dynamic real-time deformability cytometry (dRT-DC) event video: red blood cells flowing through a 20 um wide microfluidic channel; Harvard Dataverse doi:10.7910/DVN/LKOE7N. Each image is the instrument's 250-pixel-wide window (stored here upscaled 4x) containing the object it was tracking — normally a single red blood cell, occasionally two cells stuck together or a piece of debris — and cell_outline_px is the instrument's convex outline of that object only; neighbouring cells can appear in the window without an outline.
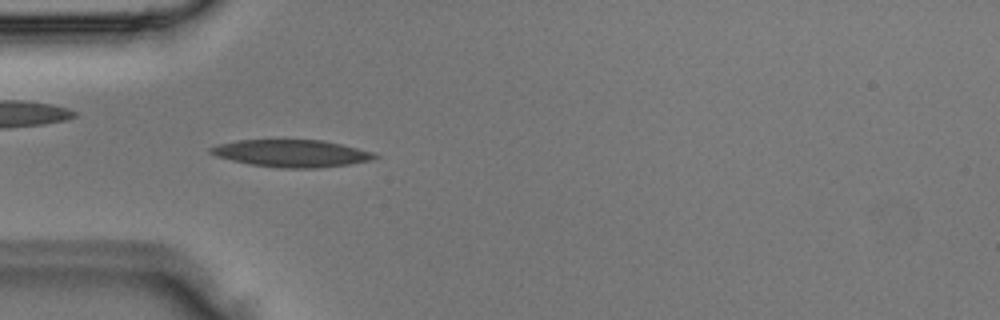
{"species": "Egyptian fruit bat (a non-hibernating species)", "species_latin": "Rousettus aegyptiacus", "temperature_condition": "room temperature", "stored_images_in_passage": 3, "camera_frame_rate_fps": 3000, "um_per_image_px": 0.085, "animal": {"sex": "male"}, "frame": {"image": 1, "passage_image": 2, "time_ms": 0.333, "image_size_px": [1000, 320], "cell_outline_px": [[380, 156], [372, 160], [348, 164], [316, 168], [280, 168], [248, 164], [216, 156], [208, 152], [208, 148], [220, 144], [236, 140], [324, 140], [372, 152]], "centroid_in_image_um": [24.75, 13.04], "position_along_channel_um": 60.2, "area_um2": 25.95}}
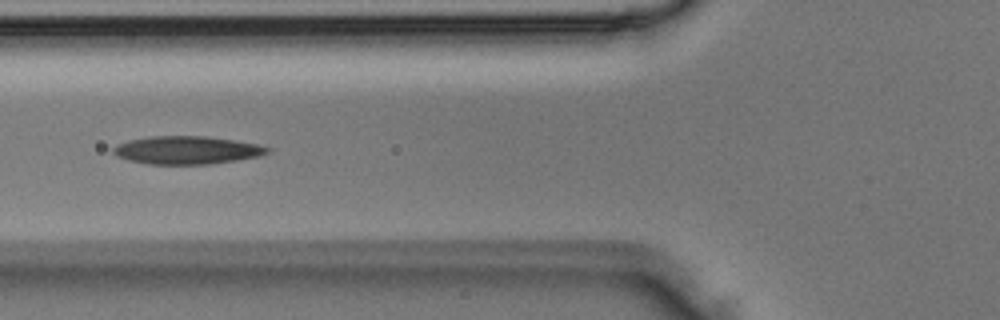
{"frame": {"image": 2, "passage_image": 3, "time_ms": 0.667, "image_size_px": [1000, 320], "cell_outline_px": [[272, 148], [268, 152], [260, 156], [236, 160], [208, 164], [148, 164], [128, 160], [116, 156], [112, 152], [112, 148], [116, 144], [128, 140], [148, 136], [208, 136], [260, 144]], "centroid_in_image_um": [15.86, 12.75], "position_along_channel_um": 109.9, "area_um2": 25.37}}